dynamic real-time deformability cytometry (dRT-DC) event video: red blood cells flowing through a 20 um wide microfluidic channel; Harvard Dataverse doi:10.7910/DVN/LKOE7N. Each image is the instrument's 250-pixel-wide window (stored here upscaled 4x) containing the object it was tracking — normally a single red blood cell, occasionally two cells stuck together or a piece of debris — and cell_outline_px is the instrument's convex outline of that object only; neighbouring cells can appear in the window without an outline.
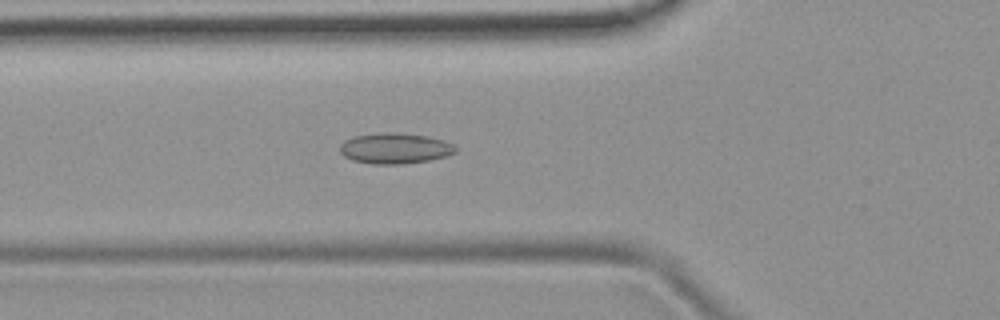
{"species": "common noctule bat (a hibernating species)", "species_latin": "Nyctalus noctula", "temperature_condition": "room temperature", "stored_images_in_passage": 44, "camera_frame_rate_fps": 3000, "um_per_image_px": 0.085, "animal": {"sex": "female", "body_mass_g": 19.9}, "frame": {"image": 1, "passage_image": 15, "time_ms": 4.667, "image_size_px": [1000, 320], "cell_outline_px": [[456, 152], [444, 156], [428, 160], [400, 164], [376, 164], [352, 160], [344, 156], [340, 152], [340, 144], [344, 140], [356, 136], [384, 132], [396, 132], [428, 136], [444, 140], [452, 144], [456, 148]], "centroid_in_image_um": [33.55, 12.6], "position_along_channel_um": 92.2, "area_um2": 20.52}}
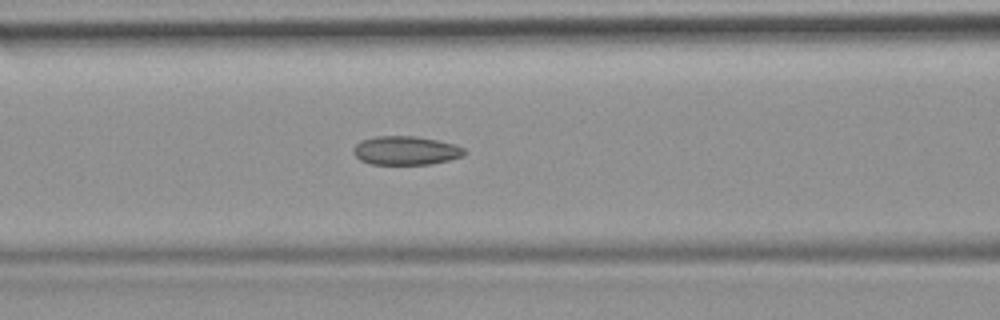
{"frame": {"image": 2, "passage_image": 18, "time_ms": 5.667, "image_size_px": [1000, 320], "cell_outline_px": [[468, 152], [464, 156], [432, 164], [372, 164], [360, 160], [352, 152], [352, 148], [360, 140], [376, 136], [416, 136], [456, 144], [464, 148]], "centroid_in_image_um": [34.5, 12.79], "position_along_channel_um": 132.1, "area_um2": 18.79}}
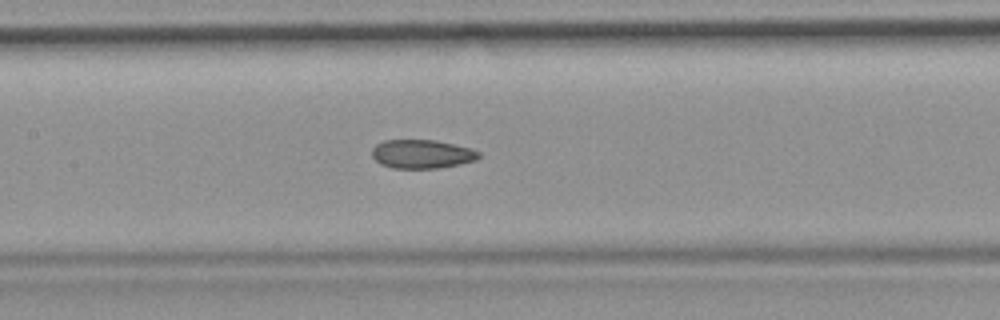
{"frame": {"image": 3, "passage_image": 21, "time_ms": 6.667, "image_size_px": [1000, 320], "cell_outline_px": [[480, 156], [476, 160], [460, 164], [440, 168], [392, 168], [380, 164], [372, 156], [372, 148], [376, 144], [384, 140], [436, 140], [472, 148], [480, 152]], "centroid_in_image_um": [35.87, 13.09], "position_along_channel_um": 171.5, "area_um2": 18.03}, "authors_computed_cell_mechanics": {"area_um2": 18.9006, "velocity_mm_per_s": 3.9519, "shape_relaxation_time_tau1_ms": null, "shape_relaxation_time_tau2_ms": 2.7505, "deformation_change_tau1": null, "deformation_change_tau2": 0.0652}}